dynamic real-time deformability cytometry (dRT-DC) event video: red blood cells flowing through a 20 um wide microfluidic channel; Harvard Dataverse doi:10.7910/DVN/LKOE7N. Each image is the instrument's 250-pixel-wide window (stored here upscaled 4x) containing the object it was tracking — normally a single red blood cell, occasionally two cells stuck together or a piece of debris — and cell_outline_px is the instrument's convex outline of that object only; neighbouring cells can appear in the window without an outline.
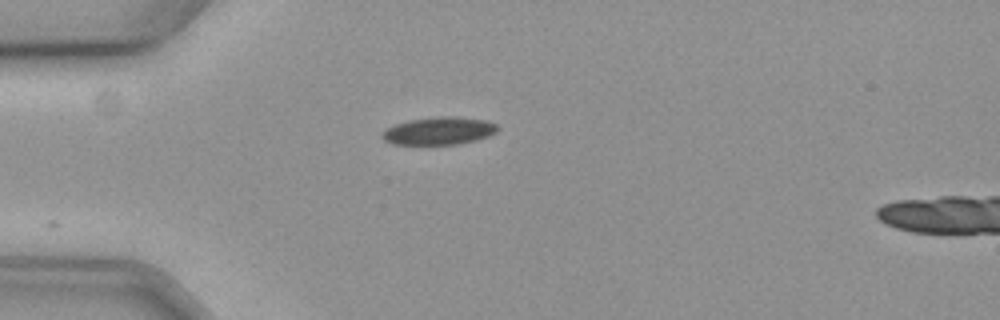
{"species": "common noctule bat (a hibernating species)", "species_latin": "Nyctalus noctula", "temperature_condition": "cold", "stored_images_in_passage": 8, "camera_frame_rate_fps": 3000, "um_per_image_px": 0.085, "animal": {"sex": "female", "body_mass_g": 19.3, "forearm_length_mm": 54.1}, "frame": {"image": 1, "passage_image": 1, "time_ms": 0.0, "image_size_px": [1000, 320], "cell_outline_px": [[500, 128], [496, 132], [488, 136], [456, 144], [392, 144], [384, 140], [380, 136], [388, 128], [396, 124], [408, 120], [436, 116], [456, 116], [488, 120], [496, 124]], "centroid_in_image_um": [37.33, 11.1], "position_along_channel_um": 47.7, "area_um2": 18.55}}